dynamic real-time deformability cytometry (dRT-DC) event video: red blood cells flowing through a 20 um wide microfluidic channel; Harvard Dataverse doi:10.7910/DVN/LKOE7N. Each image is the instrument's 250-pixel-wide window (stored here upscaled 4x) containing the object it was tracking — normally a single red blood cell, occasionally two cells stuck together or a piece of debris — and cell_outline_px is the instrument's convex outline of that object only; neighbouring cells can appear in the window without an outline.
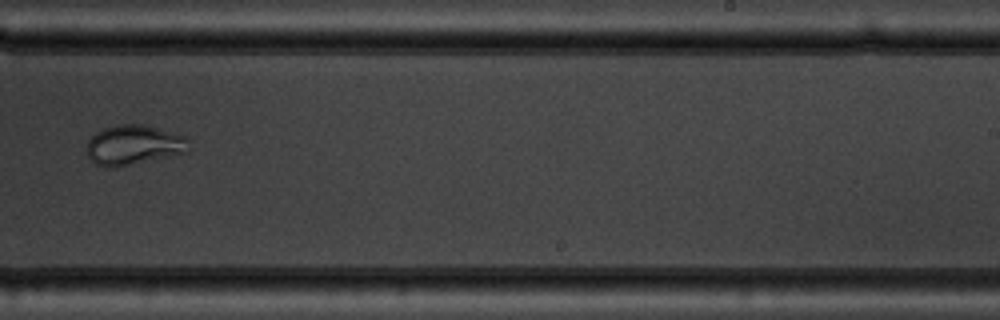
{"species": "common noctule bat (a hibernating species)", "species_latin": "Nyctalus noctula", "temperature_condition": "warm", "stored_images_in_passage": 7, "camera_frame_rate_fps": 3000, "um_per_image_px": 0.085, "animal": {"sex": "male", "body_mass_g": 19.5, "forearm_length_mm": 54.6}, "frame": {"image": 1, "passage_image": 7, "time_ms": 7.0, "image_size_px": [1000, 320], "cell_outline_px": [[188, 152], [172, 156], [116, 168], [104, 168], [96, 164], [88, 156], [88, 140], [96, 132], [104, 128], [116, 124], [140, 124], [188, 136]], "centroid_in_image_um": [11.38, 12.34], "position_along_channel_um": 277.6, "area_um2": 23.87}}